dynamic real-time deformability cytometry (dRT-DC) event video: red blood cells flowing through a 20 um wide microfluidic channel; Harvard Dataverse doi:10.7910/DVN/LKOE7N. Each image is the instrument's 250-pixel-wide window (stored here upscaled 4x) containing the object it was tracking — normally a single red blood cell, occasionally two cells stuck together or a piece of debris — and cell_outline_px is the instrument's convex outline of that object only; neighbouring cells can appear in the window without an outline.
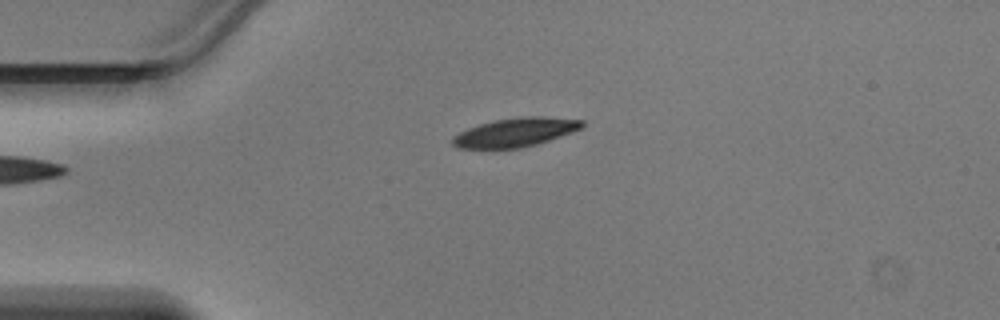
{"species": "Egyptian fruit bat (a non-hibernating species)", "species_latin": "Rousettus aegyptiacus", "temperature_condition": "warm", "stored_images_in_passage": 37, "camera_frame_rate_fps": 3000, "um_per_image_px": 0.085, "animal": {"sex": "male"}, "frame": {"image": 1, "passage_image": 1, "time_ms": 0.0, "image_size_px": [1000, 320], "cell_outline_px": [[584, 124], [580, 128], [572, 132], [536, 144], [520, 148], [456, 148], [452, 144], [452, 136], [468, 128], [480, 124], [496, 120], [528, 116], [540, 116], [584, 120]], "centroid_in_image_um": [43.78, 11.25], "position_along_channel_um": 41.2, "area_um2": 21.44}}
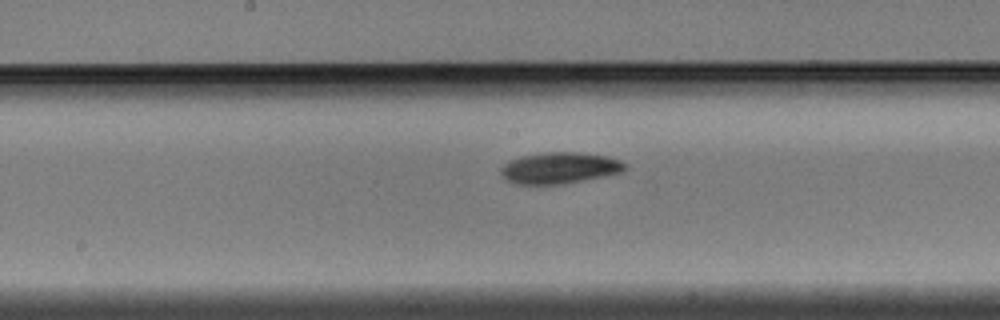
{"frame": {"image": 2, "passage_image": 14, "time_ms": 4.333, "image_size_px": [1000, 320], "cell_outline_px": [[624, 168], [620, 172], [564, 184], [516, 184], [504, 180], [500, 172], [500, 168], [508, 160], [524, 156], [544, 152], [576, 152], [608, 156], [620, 160], [624, 164]], "centroid_in_image_um": [47.48, 14.27], "position_along_channel_um": 200.7, "area_um2": 22.48}}
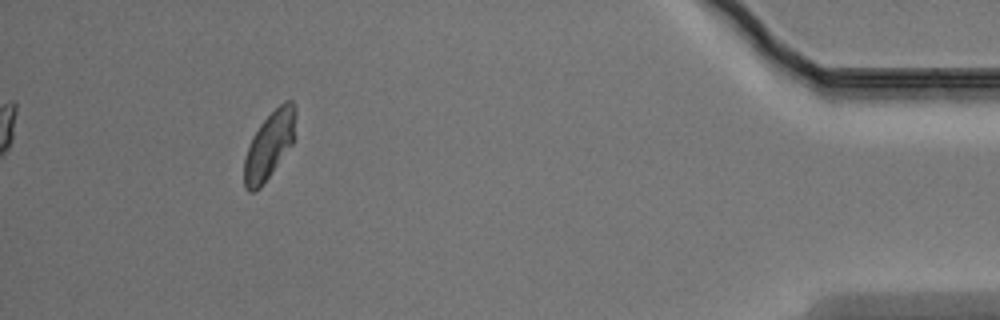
{"frame": {"image": 3, "passage_image": 33, "time_ms": 10.667, "image_size_px": [1000, 320], "cell_outline_px": [[296, 112], [292, 144], [260, 188], [256, 192], [248, 192], [244, 188], [244, 160], [252, 136], [260, 124], [284, 100], [292, 100]], "centroid_in_image_um": [22.87, 12.37], "position_along_channel_um": 412.3, "area_um2": 19.83}}